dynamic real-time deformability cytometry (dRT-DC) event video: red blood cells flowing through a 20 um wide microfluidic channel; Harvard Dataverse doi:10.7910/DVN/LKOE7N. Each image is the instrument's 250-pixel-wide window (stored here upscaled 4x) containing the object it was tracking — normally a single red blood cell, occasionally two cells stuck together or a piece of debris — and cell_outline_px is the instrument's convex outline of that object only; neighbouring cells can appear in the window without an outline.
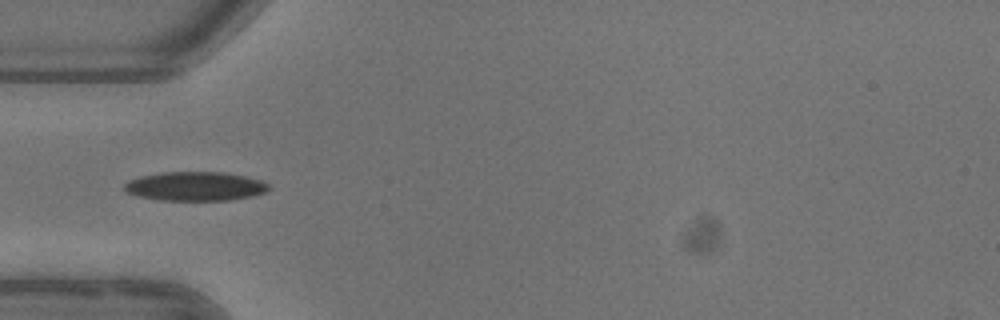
{"species": "common noctule bat (a hibernating species)", "species_latin": "Nyctalus noctula", "temperature_condition": "warm", "stored_images_in_passage": 1, "camera_frame_rate_fps": 3000, "um_per_image_px": 0.085, "animal": {"sex": "female"}, "frame": {"image": 1, "passage_image": 1, "time_ms": 0.0, "image_size_px": [1000, 320], "cell_outline_px": [[272, 188], [264, 192], [252, 196], [228, 200], [160, 200], [140, 196], [128, 192], [124, 188], [124, 184], [128, 180], [140, 176], [160, 172], [220, 172], [244, 176], [260, 180], [268, 184]], "centroid_in_image_um": [16.59, 15.83], "position_along_channel_um": 68.4, "area_um2": 24.28}}